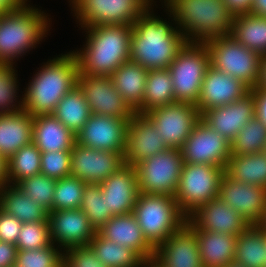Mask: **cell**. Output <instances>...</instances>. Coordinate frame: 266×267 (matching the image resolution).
<instances>
[{
  "instance_id": "obj_33",
  "label": "cell",
  "mask_w": 266,
  "mask_h": 267,
  "mask_svg": "<svg viewBox=\"0 0 266 267\" xmlns=\"http://www.w3.org/2000/svg\"><path fill=\"white\" fill-rule=\"evenodd\" d=\"M230 35L245 48L266 54V17L252 13L234 16Z\"/></svg>"
},
{
  "instance_id": "obj_37",
  "label": "cell",
  "mask_w": 266,
  "mask_h": 267,
  "mask_svg": "<svg viewBox=\"0 0 266 267\" xmlns=\"http://www.w3.org/2000/svg\"><path fill=\"white\" fill-rule=\"evenodd\" d=\"M42 152L32 142L25 145L7 160V182L16 185L19 181L41 173Z\"/></svg>"
},
{
  "instance_id": "obj_12",
  "label": "cell",
  "mask_w": 266,
  "mask_h": 267,
  "mask_svg": "<svg viewBox=\"0 0 266 267\" xmlns=\"http://www.w3.org/2000/svg\"><path fill=\"white\" fill-rule=\"evenodd\" d=\"M145 114L154 123L163 142L172 149L182 148L201 119L196 105L184 102L156 107Z\"/></svg>"
},
{
  "instance_id": "obj_29",
  "label": "cell",
  "mask_w": 266,
  "mask_h": 267,
  "mask_svg": "<svg viewBox=\"0 0 266 267\" xmlns=\"http://www.w3.org/2000/svg\"><path fill=\"white\" fill-rule=\"evenodd\" d=\"M148 69L128 60L110 76L116 90L135 112L142 104Z\"/></svg>"
},
{
  "instance_id": "obj_8",
  "label": "cell",
  "mask_w": 266,
  "mask_h": 267,
  "mask_svg": "<svg viewBox=\"0 0 266 267\" xmlns=\"http://www.w3.org/2000/svg\"><path fill=\"white\" fill-rule=\"evenodd\" d=\"M210 55V65L244 83L249 89L259 79L261 55L245 48L230 34L204 42Z\"/></svg>"
},
{
  "instance_id": "obj_36",
  "label": "cell",
  "mask_w": 266,
  "mask_h": 267,
  "mask_svg": "<svg viewBox=\"0 0 266 267\" xmlns=\"http://www.w3.org/2000/svg\"><path fill=\"white\" fill-rule=\"evenodd\" d=\"M52 115L76 135L92 113L82 91L76 85L59 101Z\"/></svg>"
},
{
  "instance_id": "obj_14",
  "label": "cell",
  "mask_w": 266,
  "mask_h": 267,
  "mask_svg": "<svg viewBox=\"0 0 266 267\" xmlns=\"http://www.w3.org/2000/svg\"><path fill=\"white\" fill-rule=\"evenodd\" d=\"M77 86L92 114L130 119L135 113L116 90L110 76L78 74Z\"/></svg>"
},
{
  "instance_id": "obj_13",
  "label": "cell",
  "mask_w": 266,
  "mask_h": 267,
  "mask_svg": "<svg viewBox=\"0 0 266 267\" xmlns=\"http://www.w3.org/2000/svg\"><path fill=\"white\" fill-rule=\"evenodd\" d=\"M180 150L183 163L225 169L231 157V142L200 119Z\"/></svg>"
},
{
  "instance_id": "obj_9",
  "label": "cell",
  "mask_w": 266,
  "mask_h": 267,
  "mask_svg": "<svg viewBox=\"0 0 266 267\" xmlns=\"http://www.w3.org/2000/svg\"><path fill=\"white\" fill-rule=\"evenodd\" d=\"M154 0H68L80 27L133 25Z\"/></svg>"
},
{
  "instance_id": "obj_46",
  "label": "cell",
  "mask_w": 266,
  "mask_h": 267,
  "mask_svg": "<svg viewBox=\"0 0 266 267\" xmlns=\"http://www.w3.org/2000/svg\"><path fill=\"white\" fill-rule=\"evenodd\" d=\"M63 267H107L89 246L71 247L63 251Z\"/></svg>"
},
{
  "instance_id": "obj_44",
  "label": "cell",
  "mask_w": 266,
  "mask_h": 267,
  "mask_svg": "<svg viewBox=\"0 0 266 267\" xmlns=\"http://www.w3.org/2000/svg\"><path fill=\"white\" fill-rule=\"evenodd\" d=\"M51 244L49 221L23 223L18 235V250L45 248Z\"/></svg>"
},
{
  "instance_id": "obj_16",
  "label": "cell",
  "mask_w": 266,
  "mask_h": 267,
  "mask_svg": "<svg viewBox=\"0 0 266 267\" xmlns=\"http://www.w3.org/2000/svg\"><path fill=\"white\" fill-rule=\"evenodd\" d=\"M129 119L92 114L76 134V142L97 150L124 155Z\"/></svg>"
},
{
  "instance_id": "obj_20",
  "label": "cell",
  "mask_w": 266,
  "mask_h": 267,
  "mask_svg": "<svg viewBox=\"0 0 266 267\" xmlns=\"http://www.w3.org/2000/svg\"><path fill=\"white\" fill-rule=\"evenodd\" d=\"M186 223L192 229L237 236L249 226L237 210L232 209L219 197L197 207L187 216Z\"/></svg>"
},
{
  "instance_id": "obj_54",
  "label": "cell",
  "mask_w": 266,
  "mask_h": 267,
  "mask_svg": "<svg viewBox=\"0 0 266 267\" xmlns=\"http://www.w3.org/2000/svg\"><path fill=\"white\" fill-rule=\"evenodd\" d=\"M7 184V160L0 155V188Z\"/></svg>"
},
{
  "instance_id": "obj_24",
  "label": "cell",
  "mask_w": 266,
  "mask_h": 267,
  "mask_svg": "<svg viewBox=\"0 0 266 267\" xmlns=\"http://www.w3.org/2000/svg\"><path fill=\"white\" fill-rule=\"evenodd\" d=\"M100 186L106 198L107 208L114 215L132 213L139 194L135 166L124 164L101 182Z\"/></svg>"
},
{
  "instance_id": "obj_26",
  "label": "cell",
  "mask_w": 266,
  "mask_h": 267,
  "mask_svg": "<svg viewBox=\"0 0 266 267\" xmlns=\"http://www.w3.org/2000/svg\"><path fill=\"white\" fill-rule=\"evenodd\" d=\"M33 142V116L21 109L0 114V155L8 160L25 145Z\"/></svg>"
},
{
  "instance_id": "obj_32",
  "label": "cell",
  "mask_w": 266,
  "mask_h": 267,
  "mask_svg": "<svg viewBox=\"0 0 266 267\" xmlns=\"http://www.w3.org/2000/svg\"><path fill=\"white\" fill-rule=\"evenodd\" d=\"M225 173L238 182L266 188V153L231 154Z\"/></svg>"
},
{
  "instance_id": "obj_30",
  "label": "cell",
  "mask_w": 266,
  "mask_h": 267,
  "mask_svg": "<svg viewBox=\"0 0 266 267\" xmlns=\"http://www.w3.org/2000/svg\"><path fill=\"white\" fill-rule=\"evenodd\" d=\"M0 209L22 223L49 221L48 211L15 185L0 188Z\"/></svg>"
},
{
  "instance_id": "obj_51",
  "label": "cell",
  "mask_w": 266,
  "mask_h": 267,
  "mask_svg": "<svg viewBox=\"0 0 266 267\" xmlns=\"http://www.w3.org/2000/svg\"><path fill=\"white\" fill-rule=\"evenodd\" d=\"M255 87L266 89V54L261 55L259 79Z\"/></svg>"
},
{
  "instance_id": "obj_50",
  "label": "cell",
  "mask_w": 266,
  "mask_h": 267,
  "mask_svg": "<svg viewBox=\"0 0 266 267\" xmlns=\"http://www.w3.org/2000/svg\"><path fill=\"white\" fill-rule=\"evenodd\" d=\"M230 12L234 15L248 14L251 11L253 0H223Z\"/></svg>"
},
{
  "instance_id": "obj_27",
  "label": "cell",
  "mask_w": 266,
  "mask_h": 267,
  "mask_svg": "<svg viewBox=\"0 0 266 267\" xmlns=\"http://www.w3.org/2000/svg\"><path fill=\"white\" fill-rule=\"evenodd\" d=\"M75 141L76 135L54 115L33 116V143L41 152L71 151Z\"/></svg>"
},
{
  "instance_id": "obj_28",
  "label": "cell",
  "mask_w": 266,
  "mask_h": 267,
  "mask_svg": "<svg viewBox=\"0 0 266 267\" xmlns=\"http://www.w3.org/2000/svg\"><path fill=\"white\" fill-rule=\"evenodd\" d=\"M193 230L196 232L203 267H225L234 262L237 235Z\"/></svg>"
},
{
  "instance_id": "obj_6",
  "label": "cell",
  "mask_w": 266,
  "mask_h": 267,
  "mask_svg": "<svg viewBox=\"0 0 266 267\" xmlns=\"http://www.w3.org/2000/svg\"><path fill=\"white\" fill-rule=\"evenodd\" d=\"M132 213L154 249L187 222V216L179 209L175 198L169 195L139 192Z\"/></svg>"
},
{
  "instance_id": "obj_4",
  "label": "cell",
  "mask_w": 266,
  "mask_h": 267,
  "mask_svg": "<svg viewBox=\"0 0 266 267\" xmlns=\"http://www.w3.org/2000/svg\"><path fill=\"white\" fill-rule=\"evenodd\" d=\"M28 2L0 14V64L16 66L17 60L35 50L50 32L52 18Z\"/></svg>"
},
{
  "instance_id": "obj_56",
  "label": "cell",
  "mask_w": 266,
  "mask_h": 267,
  "mask_svg": "<svg viewBox=\"0 0 266 267\" xmlns=\"http://www.w3.org/2000/svg\"><path fill=\"white\" fill-rule=\"evenodd\" d=\"M258 225L266 232V208L262 220Z\"/></svg>"
},
{
  "instance_id": "obj_31",
  "label": "cell",
  "mask_w": 266,
  "mask_h": 267,
  "mask_svg": "<svg viewBox=\"0 0 266 267\" xmlns=\"http://www.w3.org/2000/svg\"><path fill=\"white\" fill-rule=\"evenodd\" d=\"M234 262L244 267H266V232L249 225L236 238Z\"/></svg>"
},
{
  "instance_id": "obj_15",
  "label": "cell",
  "mask_w": 266,
  "mask_h": 267,
  "mask_svg": "<svg viewBox=\"0 0 266 267\" xmlns=\"http://www.w3.org/2000/svg\"><path fill=\"white\" fill-rule=\"evenodd\" d=\"M124 164L118 152L93 149L76 141L71 150V175L85 183L100 184Z\"/></svg>"
},
{
  "instance_id": "obj_57",
  "label": "cell",
  "mask_w": 266,
  "mask_h": 267,
  "mask_svg": "<svg viewBox=\"0 0 266 267\" xmlns=\"http://www.w3.org/2000/svg\"><path fill=\"white\" fill-rule=\"evenodd\" d=\"M225 267H244V266L236 262H231L230 264H227Z\"/></svg>"
},
{
  "instance_id": "obj_45",
  "label": "cell",
  "mask_w": 266,
  "mask_h": 267,
  "mask_svg": "<svg viewBox=\"0 0 266 267\" xmlns=\"http://www.w3.org/2000/svg\"><path fill=\"white\" fill-rule=\"evenodd\" d=\"M41 174L56 180L71 175V151H51L41 154Z\"/></svg>"
},
{
  "instance_id": "obj_47",
  "label": "cell",
  "mask_w": 266,
  "mask_h": 267,
  "mask_svg": "<svg viewBox=\"0 0 266 267\" xmlns=\"http://www.w3.org/2000/svg\"><path fill=\"white\" fill-rule=\"evenodd\" d=\"M22 222L0 209V241L16 245Z\"/></svg>"
},
{
  "instance_id": "obj_40",
  "label": "cell",
  "mask_w": 266,
  "mask_h": 267,
  "mask_svg": "<svg viewBox=\"0 0 266 267\" xmlns=\"http://www.w3.org/2000/svg\"><path fill=\"white\" fill-rule=\"evenodd\" d=\"M15 67L17 66L0 64V114L14 113L23 109V94L21 97L18 92L20 85L18 70Z\"/></svg>"
},
{
  "instance_id": "obj_1",
  "label": "cell",
  "mask_w": 266,
  "mask_h": 267,
  "mask_svg": "<svg viewBox=\"0 0 266 267\" xmlns=\"http://www.w3.org/2000/svg\"><path fill=\"white\" fill-rule=\"evenodd\" d=\"M154 5L158 6L153 3L133 23L130 38V60L148 70L168 68L187 42L176 26L174 16L163 5L170 22L157 16Z\"/></svg>"
},
{
  "instance_id": "obj_39",
  "label": "cell",
  "mask_w": 266,
  "mask_h": 267,
  "mask_svg": "<svg viewBox=\"0 0 266 267\" xmlns=\"http://www.w3.org/2000/svg\"><path fill=\"white\" fill-rule=\"evenodd\" d=\"M266 146V127L256 117L250 120L231 142V154L246 155L262 152Z\"/></svg>"
},
{
  "instance_id": "obj_5",
  "label": "cell",
  "mask_w": 266,
  "mask_h": 267,
  "mask_svg": "<svg viewBox=\"0 0 266 267\" xmlns=\"http://www.w3.org/2000/svg\"><path fill=\"white\" fill-rule=\"evenodd\" d=\"M187 42L229 35L234 20L223 0H160Z\"/></svg>"
},
{
  "instance_id": "obj_18",
  "label": "cell",
  "mask_w": 266,
  "mask_h": 267,
  "mask_svg": "<svg viewBox=\"0 0 266 267\" xmlns=\"http://www.w3.org/2000/svg\"><path fill=\"white\" fill-rule=\"evenodd\" d=\"M218 197L237 210L249 225L261 222L266 208V188L238 182L224 173Z\"/></svg>"
},
{
  "instance_id": "obj_34",
  "label": "cell",
  "mask_w": 266,
  "mask_h": 267,
  "mask_svg": "<svg viewBox=\"0 0 266 267\" xmlns=\"http://www.w3.org/2000/svg\"><path fill=\"white\" fill-rule=\"evenodd\" d=\"M174 102L176 101L173 79L169 69L149 70L147 73L143 102L135 112L145 114L156 107Z\"/></svg>"
},
{
  "instance_id": "obj_35",
  "label": "cell",
  "mask_w": 266,
  "mask_h": 267,
  "mask_svg": "<svg viewBox=\"0 0 266 267\" xmlns=\"http://www.w3.org/2000/svg\"><path fill=\"white\" fill-rule=\"evenodd\" d=\"M88 246L107 267H143L144 259L136 251L118 245L98 231Z\"/></svg>"
},
{
  "instance_id": "obj_2",
  "label": "cell",
  "mask_w": 266,
  "mask_h": 267,
  "mask_svg": "<svg viewBox=\"0 0 266 267\" xmlns=\"http://www.w3.org/2000/svg\"><path fill=\"white\" fill-rule=\"evenodd\" d=\"M23 94V109L32 116L52 114L59 101L77 85L79 65L71 51L43 62Z\"/></svg>"
},
{
  "instance_id": "obj_53",
  "label": "cell",
  "mask_w": 266,
  "mask_h": 267,
  "mask_svg": "<svg viewBox=\"0 0 266 267\" xmlns=\"http://www.w3.org/2000/svg\"><path fill=\"white\" fill-rule=\"evenodd\" d=\"M250 13L260 17H266V0H253Z\"/></svg>"
},
{
  "instance_id": "obj_10",
  "label": "cell",
  "mask_w": 266,
  "mask_h": 267,
  "mask_svg": "<svg viewBox=\"0 0 266 267\" xmlns=\"http://www.w3.org/2000/svg\"><path fill=\"white\" fill-rule=\"evenodd\" d=\"M224 173L222 167L183 163L174 196L179 209L188 216L200 205L217 198Z\"/></svg>"
},
{
  "instance_id": "obj_7",
  "label": "cell",
  "mask_w": 266,
  "mask_h": 267,
  "mask_svg": "<svg viewBox=\"0 0 266 267\" xmlns=\"http://www.w3.org/2000/svg\"><path fill=\"white\" fill-rule=\"evenodd\" d=\"M209 66L210 55L206 44L186 42L168 67L173 79L176 102L197 104Z\"/></svg>"
},
{
  "instance_id": "obj_49",
  "label": "cell",
  "mask_w": 266,
  "mask_h": 267,
  "mask_svg": "<svg viewBox=\"0 0 266 267\" xmlns=\"http://www.w3.org/2000/svg\"><path fill=\"white\" fill-rule=\"evenodd\" d=\"M17 246L0 241V267H12L16 264Z\"/></svg>"
},
{
  "instance_id": "obj_11",
  "label": "cell",
  "mask_w": 266,
  "mask_h": 267,
  "mask_svg": "<svg viewBox=\"0 0 266 267\" xmlns=\"http://www.w3.org/2000/svg\"><path fill=\"white\" fill-rule=\"evenodd\" d=\"M183 158L180 149H172L143 159L135 165L138 190L144 194L175 196Z\"/></svg>"
},
{
  "instance_id": "obj_38",
  "label": "cell",
  "mask_w": 266,
  "mask_h": 267,
  "mask_svg": "<svg viewBox=\"0 0 266 267\" xmlns=\"http://www.w3.org/2000/svg\"><path fill=\"white\" fill-rule=\"evenodd\" d=\"M80 209L86 214L96 232L115 216L107 208L106 198L100 184L87 183L85 185Z\"/></svg>"
},
{
  "instance_id": "obj_42",
  "label": "cell",
  "mask_w": 266,
  "mask_h": 267,
  "mask_svg": "<svg viewBox=\"0 0 266 267\" xmlns=\"http://www.w3.org/2000/svg\"><path fill=\"white\" fill-rule=\"evenodd\" d=\"M56 179L44 174H37L19 181L17 186L26 196L43 206L48 212L53 211V197Z\"/></svg>"
},
{
  "instance_id": "obj_17",
  "label": "cell",
  "mask_w": 266,
  "mask_h": 267,
  "mask_svg": "<svg viewBox=\"0 0 266 267\" xmlns=\"http://www.w3.org/2000/svg\"><path fill=\"white\" fill-rule=\"evenodd\" d=\"M48 220L50 241L62 251L71 247L88 246L96 233L80 208L50 211Z\"/></svg>"
},
{
  "instance_id": "obj_22",
  "label": "cell",
  "mask_w": 266,
  "mask_h": 267,
  "mask_svg": "<svg viewBox=\"0 0 266 267\" xmlns=\"http://www.w3.org/2000/svg\"><path fill=\"white\" fill-rule=\"evenodd\" d=\"M254 118L255 105L251 91L233 103L209 109L201 115L207 125L230 142Z\"/></svg>"
},
{
  "instance_id": "obj_3",
  "label": "cell",
  "mask_w": 266,
  "mask_h": 267,
  "mask_svg": "<svg viewBox=\"0 0 266 267\" xmlns=\"http://www.w3.org/2000/svg\"><path fill=\"white\" fill-rule=\"evenodd\" d=\"M86 32L83 47L73 50L79 74L111 76L124 62L130 60L132 25H99L81 27Z\"/></svg>"
},
{
  "instance_id": "obj_41",
  "label": "cell",
  "mask_w": 266,
  "mask_h": 267,
  "mask_svg": "<svg viewBox=\"0 0 266 267\" xmlns=\"http://www.w3.org/2000/svg\"><path fill=\"white\" fill-rule=\"evenodd\" d=\"M86 184L72 175L58 179L53 197V211L79 209Z\"/></svg>"
},
{
  "instance_id": "obj_43",
  "label": "cell",
  "mask_w": 266,
  "mask_h": 267,
  "mask_svg": "<svg viewBox=\"0 0 266 267\" xmlns=\"http://www.w3.org/2000/svg\"><path fill=\"white\" fill-rule=\"evenodd\" d=\"M17 267H63V251L51 243L45 248L18 250Z\"/></svg>"
},
{
  "instance_id": "obj_19",
  "label": "cell",
  "mask_w": 266,
  "mask_h": 267,
  "mask_svg": "<svg viewBox=\"0 0 266 267\" xmlns=\"http://www.w3.org/2000/svg\"><path fill=\"white\" fill-rule=\"evenodd\" d=\"M154 123L146 114L134 113L129 119L123 160L135 166L143 159L168 150Z\"/></svg>"
},
{
  "instance_id": "obj_23",
  "label": "cell",
  "mask_w": 266,
  "mask_h": 267,
  "mask_svg": "<svg viewBox=\"0 0 266 267\" xmlns=\"http://www.w3.org/2000/svg\"><path fill=\"white\" fill-rule=\"evenodd\" d=\"M154 259L163 267H203L196 232L185 223L155 249Z\"/></svg>"
},
{
  "instance_id": "obj_55",
  "label": "cell",
  "mask_w": 266,
  "mask_h": 267,
  "mask_svg": "<svg viewBox=\"0 0 266 267\" xmlns=\"http://www.w3.org/2000/svg\"><path fill=\"white\" fill-rule=\"evenodd\" d=\"M143 267H163L154 258L144 260Z\"/></svg>"
},
{
  "instance_id": "obj_52",
  "label": "cell",
  "mask_w": 266,
  "mask_h": 267,
  "mask_svg": "<svg viewBox=\"0 0 266 267\" xmlns=\"http://www.w3.org/2000/svg\"><path fill=\"white\" fill-rule=\"evenodd\" d=\"M27 0H0V14L23 5Z\"/></svg>"
},
{
  "instance_id": "obj_25",
  "label": "cell",
  "mask_w": 266,
  "mask_h": 267,
  "mask_svg": "<svg viewBox=\"0 0 266 267\" xmlns=\"http://www.w3.org/2000/svg\"><path fill=\"white\" fill-rule=\"evenodd\" d=\"M98 232L118 245L133 249L144 260L154 258L155 249L144 237L133 213L113 216Z\"/></svg>"
},
{
  "instance_id": "obj_48",
  "label": "cell",
  "mask_w": 266,
  "mask_h": 267,
  "mask_svg": "<svg viewBox=\"0 0 266 267\" xmlns=\"http://www.w3.org/2000/svg\"><path fill=\"white\" fill-rule=\"evenodd\" d=\"M255 105V117L266 127V89L254 87L250 89Z\"/></svg>"
},
{
  "instance_id": "obj_21",
  "label": "cell",
  "mask_w": 266,
  "mask_h": 267,
  "mask_svg": "<svg viewBox=\"0 0 266 267\" xmlns=\"http://www.w3.org/2000/svg\"><path fill=\"white\" fill-rule=\"evenodd\" d=\"M249 91L240 80L210 65L205 73L196 107L202 115L209 109L233 103Z\"/></svg>"
}]
</instances>
